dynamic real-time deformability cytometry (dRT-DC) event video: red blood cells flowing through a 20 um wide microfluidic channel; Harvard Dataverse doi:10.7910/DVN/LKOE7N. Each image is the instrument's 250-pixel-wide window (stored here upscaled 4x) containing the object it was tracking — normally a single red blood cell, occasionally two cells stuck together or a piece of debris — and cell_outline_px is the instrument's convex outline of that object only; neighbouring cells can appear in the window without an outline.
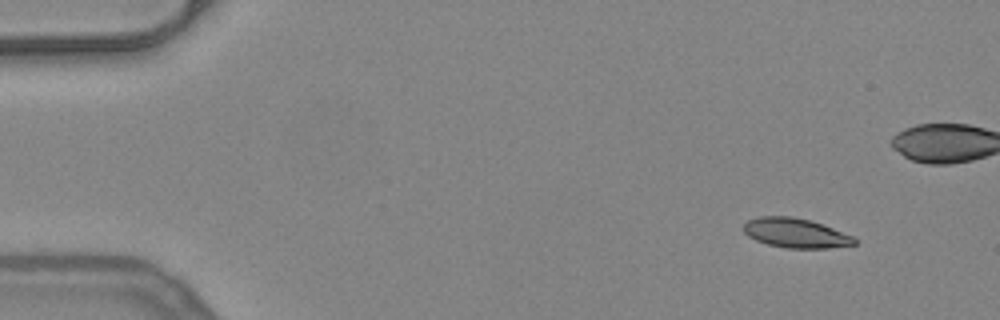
{"species": "common noctule bat (a hibernating species)", "species_latin": "Nyctalus noctula", "temperature_condition": "warm", "stored_images_in_passage": 49, "camera_frame_rate_fps": 3000, "um_per_image_px": 0.085, "animal": {"sex": "female", "body_mass_g": 24.6, "forearm_length_mm": 56.2}, "frame": {"image": 1, "passage_image": 1, "time_ms": 0.0, "image_size_px": [1000, 320], "cell_outline_px": [[856, 244], [828, 248], [788, 248], [768, 244], [756, 240], [748, 236], [744, 232], [744, 224], [748, 220], [760, 216], [792, 216], [808, 220], [832, 228], [852, 236], [856, 240]], "centroid_in_image_um": [67.6, 19.81], "position_along_channel_um": 17.4, "area_um2": 18.79}}
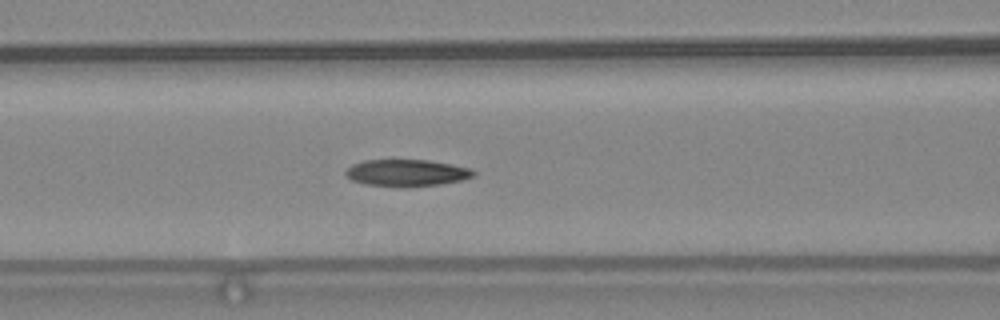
{"frame": {"image": 2, "passage_image": 18, "time_ms": 5.667, "image_size_px": [1000, 320], "cell_outline_px": [[476, 172], [472, 176], [460, 180], [440, 184], [404, 188], [364, 184], [352, 180], [344, 172], [352, 164], [364, 160], [428, 160], [452, 164], [468, 168]], "centroid_in_image_um": [34.53, 14.7], "position_along_channel_um": 132.1, "area_um2": 20.0}}
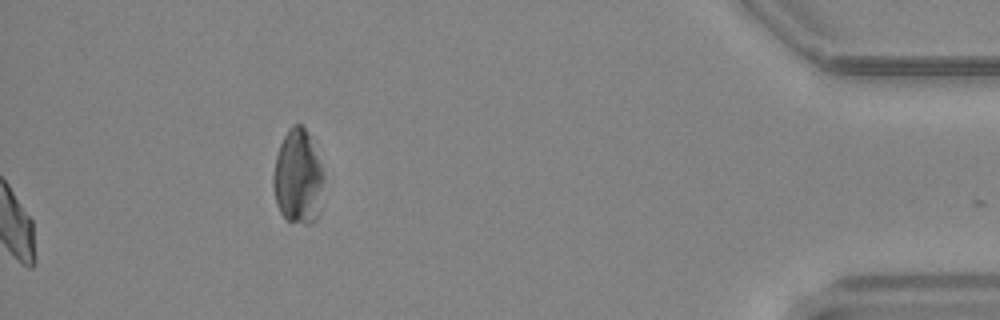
{"frame": {"image": 3, "passage_image": 49, "time_ms": 16.0, "image_size_px": [1000, 320], "cell_outline_px": [[324, 180], [320, 212], [316, 220], [312, 224], [304, 224], [288, 220], [280, 212], [276, 204], [272, 184], [272, 176], [276, 156], [280, 144], [288, 128], [292, 124], [300, 124], [312, 136], [324, 172]], "centroid_in_image_um": [25.35, 15.04], "position_along_channel_um": 409.8, "area_um2": 28.61}, "authors_computed_cell_mechanics": {"area_um2": 19.9988, "velocity_mm_per_s": 3.9555, "shape_relaxation_time_tau1_ms": 8.0538, "shape_relaxation_time_tau2_ms": 3.0695, "deformation_change_tau1": 0.1792, "deformation_change_tau2": 0.0963}}